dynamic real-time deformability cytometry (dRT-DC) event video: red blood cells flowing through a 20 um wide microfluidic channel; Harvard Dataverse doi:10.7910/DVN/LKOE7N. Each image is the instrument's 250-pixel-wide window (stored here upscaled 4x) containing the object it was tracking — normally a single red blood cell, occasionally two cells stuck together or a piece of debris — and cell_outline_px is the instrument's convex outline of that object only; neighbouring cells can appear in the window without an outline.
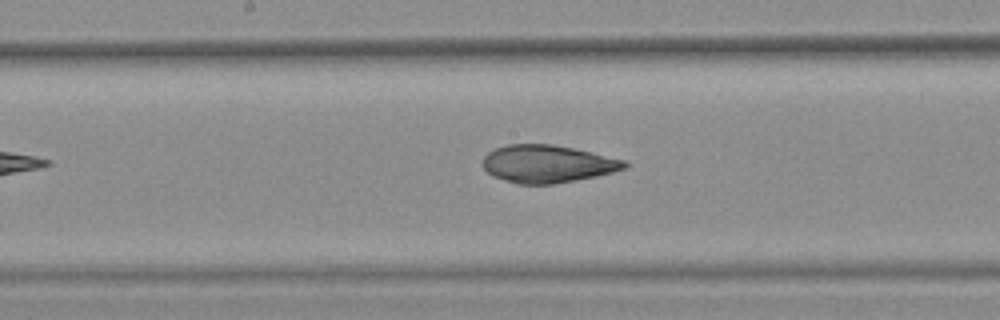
{"species": "common noctule bat (a hibernating species)", "species_latin": "Nyctalus noctula", "temperature_condition": "warm", "stored_images_in_passage": 6, "camera_frame_rate_fps": 3000, "um_per_image_px": 0.085, "animal": {"sex": "female", "body_mass_g": 25.1}, "frame": {"image": 1, "passage_image": 6, "time_ms": 1.667, "image_size_px": [1000, 320], "cell_outline_px": [[628, 164], [624, 168], [612, 172], [596, 176], [552, 184], [516, 184], [492, 176], [484, 168], [484, 156], [488, 152], [496, 148], [508, 144], [552, 144], [592, 152], [628, 160]], "centroid_in_image_um": [46.54, 13.92], "position_along_channel_um": 201.7, "area_um2": 30.98}}